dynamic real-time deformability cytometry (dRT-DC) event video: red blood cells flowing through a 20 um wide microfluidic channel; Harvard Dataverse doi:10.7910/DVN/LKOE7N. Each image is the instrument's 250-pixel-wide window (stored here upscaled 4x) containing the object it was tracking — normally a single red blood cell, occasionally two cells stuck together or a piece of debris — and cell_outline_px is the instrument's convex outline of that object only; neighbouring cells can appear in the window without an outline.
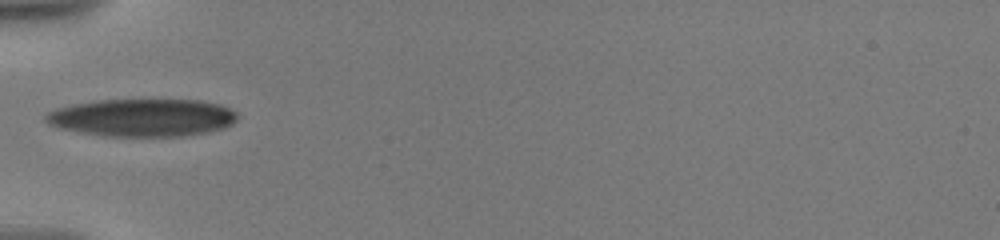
{"species": "human", "species_latin": "Homo sapiens", "temperature_condition": "warm", "stored_images_in_passage": 26, "camera_frame_rate_fps": 3000, "um_per_image_px": 0.085, "donor": {"sex": "male"}, "frame": {"image": 1, "passage_image": 1, "time_ms": 0.0, "image_size_px": [1000, 240], "cell_outline_px": [[240, 116], [232, 124], [224, 128], [208, 132], [184, 136], [104, 136], [80, 132], [60, 128], [48, 124], [44, 120], [44, 116], [48, 112], [56, 108], [72, 104], [96, 100], [200, 100], [220, 104], [236, 112]], "centroid_in_image_um": [12.1, 10.0], "position_along_channel_um": 72.9, "area_um2": 42.31}}
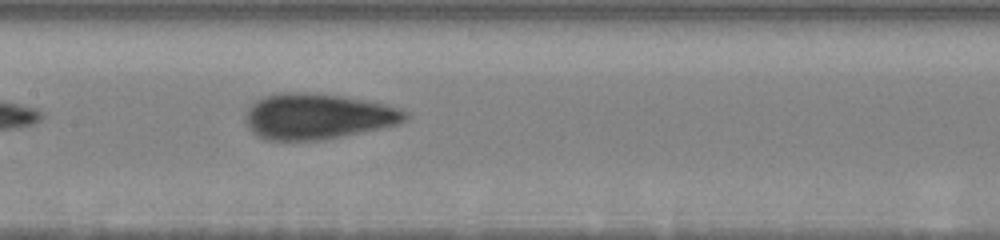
{"frame": {"image": 2, "passage_image": 10, "time_ms": 3.0, "image_size_px": [1000, 240], "cell_outline_px": [[408, 120], [396, 124], [340, 136], [320, 140], [268, 140], [256, 136], [248, 128], [244, 120], [244, 116], [248, 108], [256, 100], [264, 96], [280, 92], [304, 92], [344, 96], [384, 104], [408, 112]], "centroid_in_image_um": [26.92, 9.88], "position_along_channel_um": 180.5, "area_um2": 42.37}}
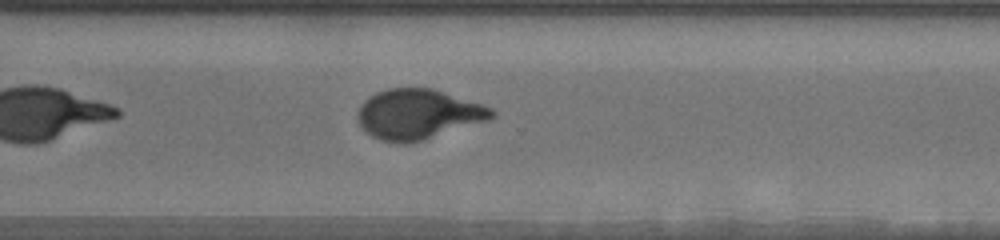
{"frame": {"image": 3, "passage_image": 24, "time_ms": 7.333, "image_size_px": [1000, 240], "cell_outline_px": [[496, 112], [488, 120], [424, 140], [380, 140], [372, 136], [360, 124], [356, 116], [360, 104], [368, 96], [376, 92], [388, 88], [432, 88], [492, 108]], "centroid_in_image_um": [35.52, 9.67], "position_along_channel_um": 335.1, "area_um2": 38.21}}